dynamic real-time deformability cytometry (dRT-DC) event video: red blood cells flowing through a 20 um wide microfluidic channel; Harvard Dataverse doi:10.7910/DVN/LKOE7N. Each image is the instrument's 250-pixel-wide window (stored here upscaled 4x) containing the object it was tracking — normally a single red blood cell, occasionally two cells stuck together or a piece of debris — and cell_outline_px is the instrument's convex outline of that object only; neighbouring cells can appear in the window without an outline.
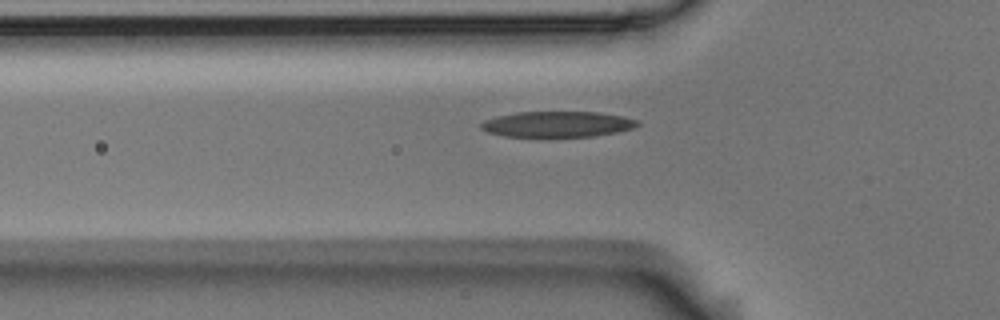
{"species": "Egyptian fruit bat (a non-hibernating species)", "species_latin": "Rousettus aegyptiacus", "temperature_condition": "room temperature", "stored_images_in_passage": 7, "camera_frame_rate_fps": 3000, "um_per_image_px": 0.085, "animal": {"sex": "male"}, "frame": {"image": 1, "passage_image": 3, "time_ms": 0.667, "image_size_px": [1000, 320], "cell_outline_px": [[640, 124], [632, 128], [616, 132], [592, 136], [504, 136], [488, 132], [480, 128], [480, 124], [484, 120], [496, 116], [516, 112], [596, 112], [624, 116], [640, 120]], "centroid_in_image_um": [47.38, 10.54], "position_along_channel_um": 78.4, "area_um2": 23.35}}
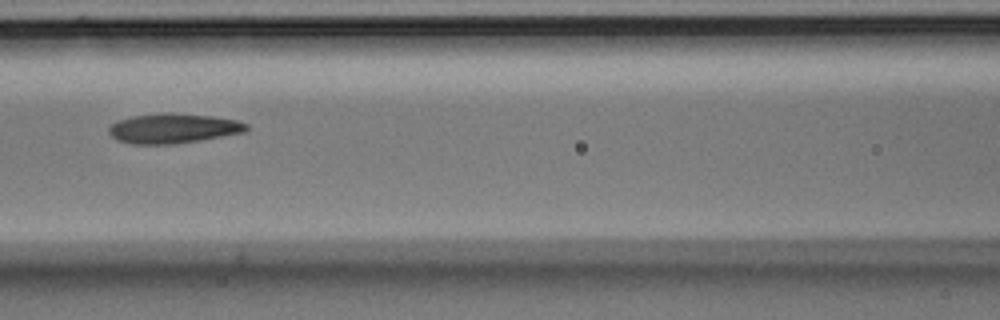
{"frame": {"image": 2, "passage_image": 5, "time_ms": 1.333, "image_size_px": [1000, 320], "cell_outline_px": [[248, 128], [244, 132], [200, 140], [172, 144], [132, 144], [116, 140], [108, 132], [108, 128], [116, 120], [132, 116], [160, 112], [168, 112], [212, 116], [236, 120], [248, 124]], "centroid_in_image_um": [14.68, 10.9], "position_along_channel_um": 151.9, "area_um2": 23.99}}
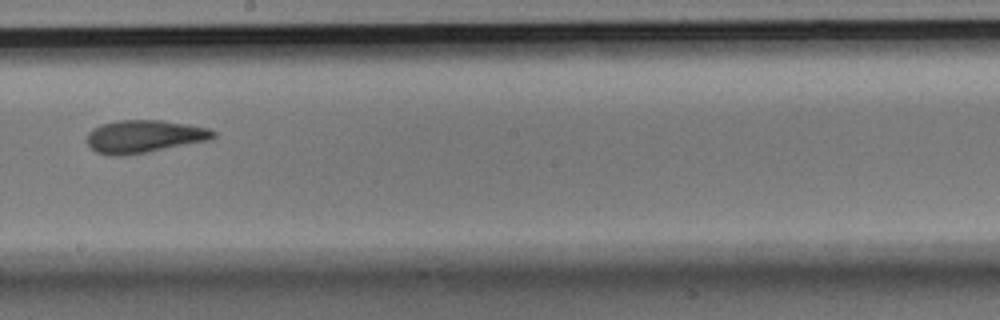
{"frame": {"image": 3, "passage_image": 7, "time_ms": 2.0, "image_size_px": [1000, 320], "cell_outline_px": [[216, 136], [212, 140], [148, 152], [120, 156], [108, 156], [96, 152], [84, 140], [88, 132], [92, 128], [100, 124], [116, 120], [160, 120], [188, 124], [208, 128], [216, 132]], "centroid_in_image_um": [12.23, 11.6], "position_along_channel_um": 236.0, "area_um2": 24.57}}